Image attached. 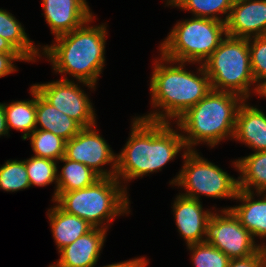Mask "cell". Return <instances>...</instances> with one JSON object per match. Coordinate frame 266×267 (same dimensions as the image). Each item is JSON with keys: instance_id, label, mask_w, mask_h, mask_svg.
Returning a JSON list of instances; mask_svg holds the SVG:
<instances>
[{"instance_id": "obj_5", "label": "cell", "mask_w": 266, "mask_h": 267, "mask_svg": "<svg viewBox=\"0 0 266 267\" xmlns=\"http://www.w3.org/2000/svg\"><path fill=\"white\" fill-rule=\"evenodd\" d=\"M128 196L116 177H101L83 189L56 192L53 202L66 213L84 219L93 227L108 230L117 216L130 213Z\"/></svg>"}, {"instance_id": "obj_2", "label": "cell", "mask_w": 266, "mask_h": 267, "mask_svg": "<svg viewBox=\"0 0 266 267\" xmlns=\"http://www.w3.org/2000/svg\"><path fill=\"white\" fill-rule=\"evenodd\" d=\"M160 55L158 60H154L155 66L150 78L151 106L158 109L139 117L170 123V120L176 121L203 99L212 88L203 64L199 65L194 74L185 69V62L173 61Z\"/></svg>"}, {"instance_id": "obj_36", "label": "cell", "mask_w": 266, "mask_h": 267, "mask_svg": "<svg viewBox=\"0 0 266 267\" xmlns=\"http://www.w3.org/2000/svg\"><path fill=\"white\" fill-rule=\"evenodd\" d=\"M259 97L266 98V83L260 88Z\"/></svg>"}, {"instance_id": "obj_17", "label": "cell", "mask_w": 266, "mask_h": 267, "mask_svg": "<svg viewBox=\"0 0 266 267\" xmlns=\"http://www.w3.org/2000/svg\"><path fill=\"white\" fill-rule=\"evenodd\" d=\"M261 197L255 199L254 196ZM239 189L234 200H239L241 205L226 207L231 209L244 226L256 239L266 238V192L255 193Z\"/></svg>"}, {"instance_id": "obj_19", "label": "cell", "mask_w": 266, "mask_h": 267, "mask_svg": "<svg viewBox=\"0 0 266 267\" xmlns=\"http://www.w3.org/2000/svg\"><path fill=\"white\" fill-rule=\"evenodd\" d=\"M36 129L52 132L68 141L75 137L82 127L47 102L36 90Z\"/></svg>"}, {"instance_id": "obj_4", "label": "cell", "mask_w": 266, "mask_h": 267, "mask_svg": "<svg viewBox=\"0 0 266 267\" xmlns=\"http://www.w3.org/2000/svg\"><path fill=\"white\" fill-rule=\"evenodd\" d=\"M244 100L237 94L212 89L181 115L175 124L183 132L187 150H196L193 147L202 142L213 148L220 141L232 140L237 112Z\"/></svg>"}, {"instance_id": "obj_11", "label": "cell", "mask_w": 266, "mask_h": 267, "mask_svg": "<svg viewBox=\"0 0 266 267\" xmlns=\"http://www.w3.org/2000/svg\"><path fill=\"white\" fill-rule=\"evenodd\" d=\"M97 126L82 128L79 133L66 141L65 157L91 168L100 177H115L117 154L95 129ZM110 165V170L103 168Z\"/></svg>"}, {"instance_id": "obj_1", "label": "cell", "mask_w": 266, "mask_h": 267, "mask_svg": "<svg viewBox=\"0 0 266 267\" xmlns=\"http://www.w3.org/2000/svg\"><path fill=\"white\" fill-rule=\"evenodd\" d=\"M131 132L125 146L117 154L115 177L125 183L158 172L181 150L187 151L182 132L174 130L171 122L151 121L134 117ZM171 125V126H170ZM185 149V150H184ZM126 181V182H125Z\"/></svg>"}, {"instance_id": "obj_15", "label": "cell", "mask_w": 266, "mask_h": 267, "mask_svg": "<svg viewBox=\"0 0 266 267\" xmlns=\"http://www.w3.org/2000/svg\"><path fill=\"white\" fill-rule=\"evenodd\" d=\"M108 230L93 227L89 232L59 250L55 267H94L100 258Z\"/></svg>"}, {"instance_id": "obj_10", "label": "cell", "mask_w": 266, "mask_h": 267, "mask_svg": "<svg viewBox=\"0 0 266 267\" xmlns=\"http://www.w3.org/2000/svg\"><path fill=\"white\" fill-rule=\"evenodd\" d=\"M78 83H82L88 89L94 90L96 87L81 81L76 84L74 80L64 75L62 79L42 84L36 83L33 86L47 102L76 121L82 128L97 125L92 102L80 85L78 87Z\"/></svg>"}, {"instance_id": "obj_30", "label": "cell", "mask_w": 266, "mask_h": 267, "mask_svg": "<svg viewBox=\"0 0 266 267\" xmlns=\"http://www.w3.org/2000/svg\"><path fill=\"white\" fill-rule=\"evenodd\" d=\"M15 61H27L28 60L21 53H0V78L5 77L15 71Z\"/></svg>"}, {"instance_id": "obj_13", "label": "cell", "mask_w": 266, "mask_h": 267, "mask_svg": "<svg viewBox=\"0 0 266 267\" xmlns=\"http://www.w3.org/2000/svg\"><path fill=\"white\" fill-rule=\"evenodd\" d=\"M42 6L54 38L81 27L94 16L86 0H42Z\"/></svg>"}, {"instance_id": "obj_24", "label": "cell", "mask_w": 266, "mask_h": 267, "mask_svg": "<svg viewBox=\"0 0 266 267\" xmlns=\"http://www.w3.org/2000/svg\"><path fill=\"white\" fill-rule=\"evenodd\" d=\"M166 5L192 13L194 17L214 19L226 23L234 0H166ZM222 14L226 15L222 18Z\"/></svg>"}, {"instance_id": "obj_32", "label": "cell", "mask_w": 266, "mask_h": 267, "mask_svg": "<svg viewBox=\"0 0 266 267\" xmlns=\"http://www.w3.org/2000/svg\"><path fill=\"white\" fill-rule=\"evenodd\" d=\"M148 260H146L145 256L144 257H137V258H132L130 260H126L123 262H119V263H113V264H109L106 266H102V267H146L148 264Z\"/></svg>"}, {"instance_id": "obj_6", "label": "cell", "mask_w": 266, "mask_h": 267, "mask_svg": "<svg viewBox=\"0 0 266 267\" xmlns=\"http://www.w3.org/2000/svg\"><path fill=\"white\" fill-rule=\"evenodd\" d=\"M172 28L160 44V54L189 64H204L227 36L226 23L209 18L192 17Z\"/></svg>"}, {"instance_id": "obj_23", "label": "cell", "mask_w": 266, "mask_h": 267, "mask_svg": "<svg viewBox=\"0 0 266 267\" xmlns=\"http://www.w3.org/2000/svg\"><path fill=\"white\" fill-rule=\"evenodd\" d=\"M64 165L57 173L56 192H69L93 185L101 177L86 165L69 160L63 156L60 160Z\"/></svg>"}, {"instance_id": "obj_22", "label": "cell", "mask_w": 266, "mask_h": 267, "mask_svg": "<svg viewBox=\"0 0 266 267\" xmlns=\"http://www.w3.org/2000/svg\"><path fill=\"white\" fill-rule=\"evenodd\" d=\"M29 93L33 97L31 100L3 103L8 132L11 128L23 132V140L36 129V89L33 85Z\"/></svg>"}, {"instance_id": "obj_20", "label": "cell", "mask_w": 266, "mask_h": 267, "mask_svg": "<svg viewBox=\"0 0 266 267\" xmlns=\"http://www.w3.org/2000/svg\"><path fill=\"white\" fill-rule=\"evenodd\" d=\"M238 176L239 189L249 192H266V151L254 152L232 162ZM255 191H254V190Z\"/></svg>"}, {"instance_id": "obj_14", "label": "cell", "mask_w": 266, "mask_h": 267, "mask_svg": "<svg viewBox=\"0 0 266 267\" xmlns=\"http://www.w3.org/2000/svg\"><path fill=\"white\" fill-rule=\"evenodd\" d=\"M172 208L178 232L185 243L191 245L204 242L207 222L213 212L204 210L201 201L180 194L176 196Z\"/></svg>"}, {"instance_id": "obj_25", "label": "cell", "mask_w": 266, "mask_h": 267, "mask_svg": "<svg viewBox=\"0 0 266 267\" xmlns=\"http://www.w3.org/2000/svg\"><path fill=\"white\" fill-rule=\"evenodd\" d=\"M28 138L36 157L59 162L65 156L66 140L52 132L35 129Z\"/></svg>"}, {"instance_id": "obj_9", "label": "cell", "mask_w": 266, "mask_h": 267, "mask_svg": "<svg viewBox=\"0 0 266 267\" xmlns=\"http://www.w3.org/2000/svg\"><path fill=\"white\" fill-rule=\"evenodd\" d=\"M215 212V213H214ZM207 222L205 243L222 251L230 259L246 258L261 250L253 235L241 225L231 209L214 211Z\"/></svg>"}, {"instance_id": "obj_29", "label": "cell", "mask_w": 266, "mask_h": 267, "mask_svg": "<svg viewBox=\"0 0 266 267\" xmlns=\"http://www.w3.org/2000/svg\"><path fill=\"white\" fill-rule=\"evenodd\" d=\"M248 45L255 87L261 88L266 83V36L249 38Z\"/></svg>"}, {"instance_id": "obj_8", "label": "cell", "mask_w": 266, "mask_h": 267, "mask_svg": "<svg viewBox=\"0 0 266 267\" xmlns=\"http://www.w3.org/2000/svg\"><path fill=\"white\" fill-rule=\"evenodd\" d=\"M184 163L179 174L169 183L184 188V197L201 201L200 195L211 198L235 199L239 190L238 179L230 176L214 163L203 158L197 150L183 152Z\"/></svg>"}, {"instance_id": "obj_31", "label": "cell", "mask_w": 266, "mask_h": 267, "mask_svg": "<svg viewBox=\"0 0 266 267\" xmlns=\"http://www.w3.org/2000/svg\"><path fill=\"white\" fill-rule=\"evenodd\" d=\"M227 267H264V258L260 250L246 258L230 259Z\"/></svg>"}, {"instance_id": "obj_34", "label": "cell", "mask_w": 266, "mask_h": 267, "mask_svg": "<svg viewBox=\"0 0 266 267\" xmlns=\"http://www.w3.org/2000/svg\"><path fill=\"white\" fill-rule=\"evenodd\" d=\"M0 53H20L10 42L0 36Z\"/></svg>"}, {"instance_id": "obj_16", "label": "cell", "mask_w": 266, "mask_h": 267, "mask_svg": "<svg viewBox=\"0 0 266 267\" xmlns=\"http://www.w3.org/2000/svg\"><path fill=\"white\" fill-rule=\"evenodd\" d=\"M247 101L244 100L238 109L233 139L254 152L266 151V114Z\"/></svg>"}, {"instance_id": "obj_12", "label": "cell", "mask_w": 266, "mask_h": 267, "mask_svg": "<svg viewBox=\"0 0 266 267\" xmlns=\"http://www.w3.org/2000/svg\"><path fill=\"white\" fill-rule=\"evenodd\" d=\"M226 33L246 39L266 36V0H234Z\"/></svg>"}, {"instance_id": "obj_33", "label": "cell", "mask_w": 266, "mask_h": 267, "mask_svg": "<svg viewBox=\"0 0 266 267\" xmlns=\"http://www.w3.org/2000/svg\"><path fill=\"white\" fill-rule=\"evenodd\" d=\"M5 135L8 136L9 132L5 119L4 105L3 103H0V137Z\"/></svg>"}, {"instance_id": "obj_27", "label": "cell", "mask_w": 266, "mask_h": 267, "mask_svg": "<svg viewBox=\"0 0 266 267\" xmlns=\"http://www.w3.org/2000/svg\"><path fill=\"white\" fill-rule=\"evenodd\" d=\"M30 186L25 160H7L0 166V189L17 192Z\"/></svg>"}, {"instance_id": "obj_18", "label": "cell", "mask_w": 266, "mask_h": 267, "mask_svg": "<svg viewBox=\"0 0 266 267\" xmlns=\"http://www.w3.org/2000/svg\"><path fill=\"white\" fill-rule=\"evenodd\" d=\"M54 205L48 209L47 216L53 239L59 251L89 232L93 226L76 215L66 213L56 203Z\"/></svg>"}, {"instance_id": "obj_3", "label": "cell", "mask_w": 266, "mask_h": 267, "mask_svg": "<svg viewBox=\"0 0 266 267\" xmlns=\"http://www.w3.org/2000/svg\"><path fill=\"white\" fill-rule=\"evenodd\" d=\"M95 16L81 27L55 37L52 45L41 47L44 55L58 74H69L76 81L96 86L105 66V23L90 25ZM89 24V25H88Z\"/></svg>"}, {"instance_id": "obj_26", "label": "cell", "mask_w": 266, "mask_h": 267, "mask_svg": "<svg viewBox=\"0 0 266 267\" xmlns=\"http://www.w3.org/2000/svg\"><path fill=\"white\" fill-rule=\"evenodd\" d=\"M57 161L32 156L25 160L27 175L29 178L30 186H47L51 183H55V190L53 194L52 202L56 199L57 190Z\"/></svg>"}, {"instance_id": "obj_28", "label": "cell", "mask_w": 266, "mask_h": 267, "mask_svg": "<svg viewBox=\"0 0 266 267\" xmlns=\"http://www.w3.org/2000/svg\"><path fill=\"white\" fill-rule=\"evenodd\" d=\"M194 267H227L230 258L205 242L187 245Z\"/></svg>"}, {"instance_id": "obj_35", "label": "cell", "mask_w": 266, "mask_h": 267, "mask_svg": "<svg viewBox=\"0 0 266 267\" xmlns=\"http://www.w3.org/2000/svg\"><path fill=\"white\" fill-rule=\"evenodd\" d=\"M261 252L264 258V267H266V245L261 243Z\"/></svg>"}, {"instance_id": "obj_7", "label": "cell", "mask_w": 266, "mask_h": 267, "mask_svg": "<svg viewBox=\"0 0 266 267\" xmlns=\"http://www.w3.org/2000/svg\"><path fill=\"white\" fill-rule=\"evenodd\" d=\"M203 66L213 90L234 93L245 100L253 90L259 95L260 88L251 87L256 82L250 65L248 39L225 36Z\"/></svg>"}, {"instance_id": "obj_21", "label": "cell", "mask_w": 266, "mask_h": 267, "mask_svg": "<svg viewBox=\"0 0 266 267\" xmlns=\"http://www.w3.org/2000/svg\"><path fill=\"white\" fill-rule=\"evenodd\" d=\"M22 24L13 14L0 8V36L10 42L28 62L41 58V45L35 46L29 39ZM40 51V52H39Z\"/></svg>"}]
</instances>
